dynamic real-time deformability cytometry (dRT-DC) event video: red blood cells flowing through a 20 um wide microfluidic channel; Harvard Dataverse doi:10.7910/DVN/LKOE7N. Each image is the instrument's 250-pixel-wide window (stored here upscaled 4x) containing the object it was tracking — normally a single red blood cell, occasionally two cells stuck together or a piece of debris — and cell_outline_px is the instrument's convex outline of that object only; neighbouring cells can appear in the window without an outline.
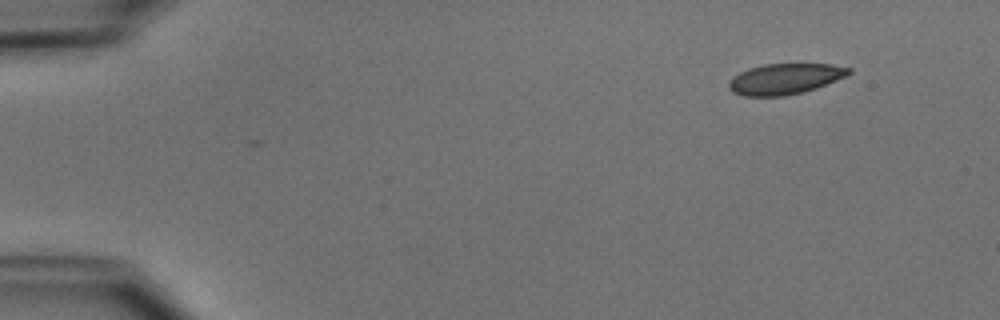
{"species": "common noctule bat (a hibernating species)", "species_latin": "Nyctalus noctula", "temperature_condition": "cold", "stored_images_in_passage": 47, "camera_frame_rate_fps": 3000, "um_per_image_px": 0.085, "animal": {"sex": "male", "body_mass_g": 15.6}, "frame": {"image": 1, "passage_image": 1, "time_ms": 0.0, "image_size_px": [1000, 320], "cell_outline_px": [[852, 72], [848, 76], [816, 88], [804, 92], [784, 96], [744, 96], [732, 92], [728, 88], [728, 80], [732, 76], [748, 68], [764, 64], [832, 64], [852, 68]], "centroid_in_image_um": [66.72, 6.7], "position_along_channel_um": 18.3, "area_um2": 21.79}}
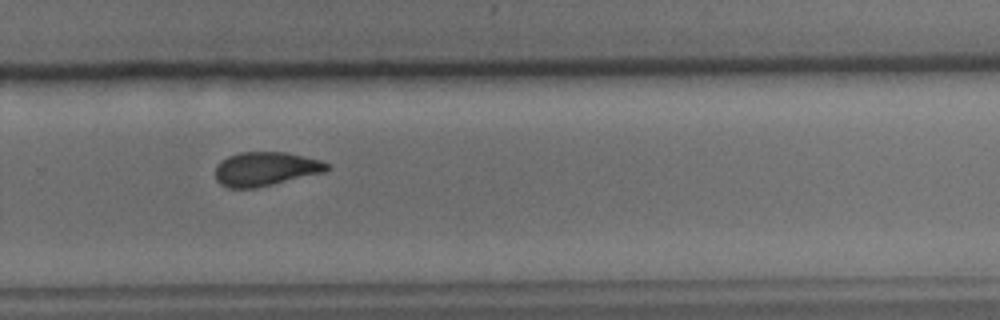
{"frame": {"image": 2, "passage_image": 31, "time_ms": 10.0, "image_size_px": [1000, 320], "cell_outline_px": [[332, 168], [324, 172], [256, 188], [228, 188], [220, 184], [216, 180], [216, 164], [220, 160], [228, 156], [240, 152], [284, 152], [320, 160], [328, 164]], "centroid_in_image_um": [22.54, 14.36], "position_along_channel_um": 307.3, "area_um2": 22.08}}
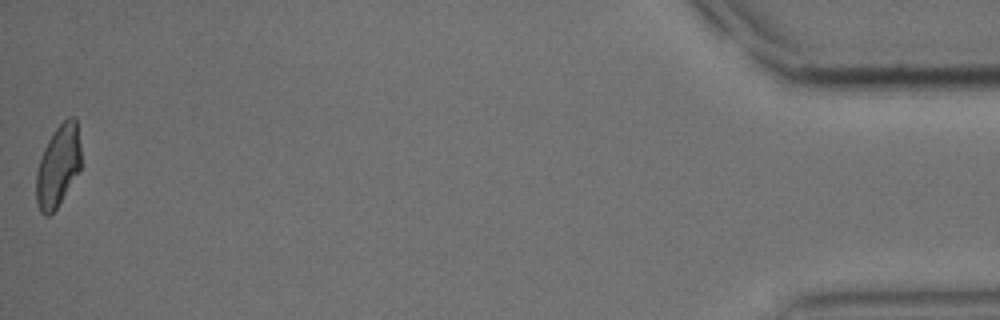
{"frame": {"image": 3, "passage_image": 47, "time_ms": 15.333, "image_size_px": [1000, 320], "cell_outline_px": [[80, 172], [56, 208], [48, 216], [44, 216], [40, 212], [36, 204], [36, 172], [44, 148], [48, 140], [56, 128], [68, 116], [72, 116], [76, 120], [80, 144]], "centroid_in_image_um": [4.93, 14.13], "position_along_channel_um": 430.3, "area_um2": 21.33}, "authors_computed_cell_mechanics": {"area_um2": 22.7732, "velocity_mm_per_s": 3.9357, "shape_relaxation_time_tau1_ms": 5.6951, "shape_relaxation_time_tau2_ms": 3.0565, "deformation_change_tau1": 0.1173, "deformation_change_tau2": 0.0694}}